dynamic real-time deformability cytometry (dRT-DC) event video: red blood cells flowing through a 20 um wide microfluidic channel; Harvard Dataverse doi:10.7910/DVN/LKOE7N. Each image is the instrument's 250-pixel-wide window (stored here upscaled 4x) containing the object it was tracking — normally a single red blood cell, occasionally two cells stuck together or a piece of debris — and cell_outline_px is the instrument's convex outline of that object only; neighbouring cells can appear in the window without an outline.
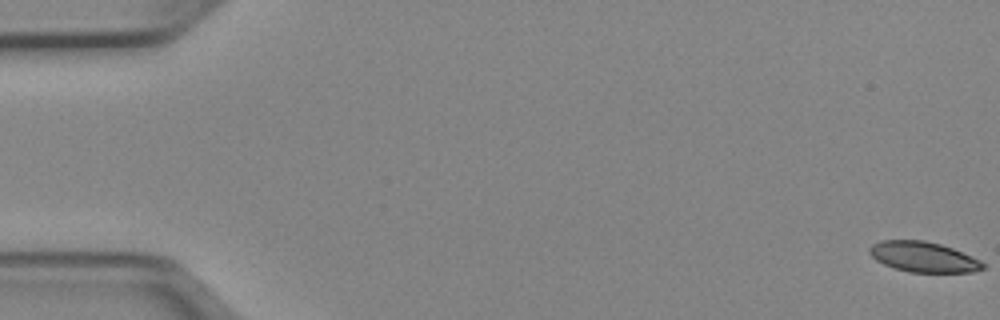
{"species": "Egyptian fruit bat (a non-hibernating species)", "species_latin": "Rousettus aegyptiacus", "temperature_condition": "cold", "stored_images_in_passage": 53, "camera_frame_rate_fps": 3000, "um_per_image_px": 0.085, "animal": {"sex": "female"}, "frame": {"image": 1, "passage_image": 1, "time_ms": 0.0, "image_size_px": [1000, 320], "cell_outline_px": [[984, 268], [972, 272], [908, 272], [884, 264], [876, 260], [868, 252], [868, 248], [872, 244], [880, 240], [924, 240], [940, 244], [952, 248], [972, 256], [980, 260], [984, 264]], "centroid_in_image_um": [78.46, 21.83], "position_along_channel_um": 6.5, "area_um2": 20.0}}
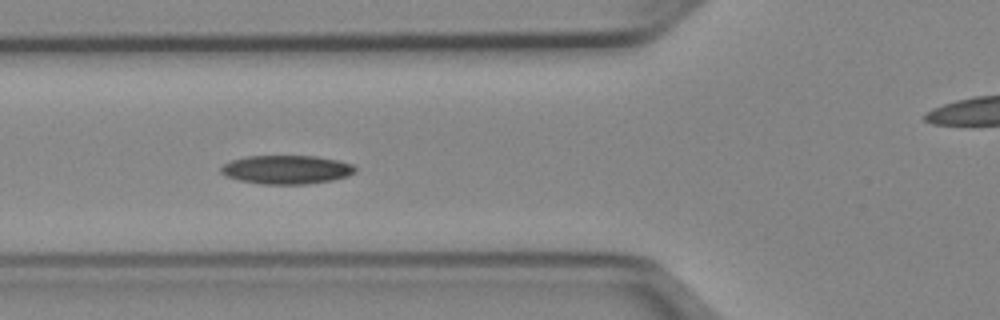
{"frame": {"image": 2, "passage_image": 20, "time_ms": 6.333, "image_size_px": [1000, 320], "cell_outline_px": [[356, 172], [348, 176], [332, 180], [308, 184], [260, 184], [240, 180], [228, 176], [220, 172], [220, 168], [224, 164], [232, 160], [244, 156], [316, 156], [340, 160], [352, 164], [356, 168]], "centroid_in_image_um": [24.39, 14.41], "position_along_channel_um": 101.4, "area_um2": 22.54}}
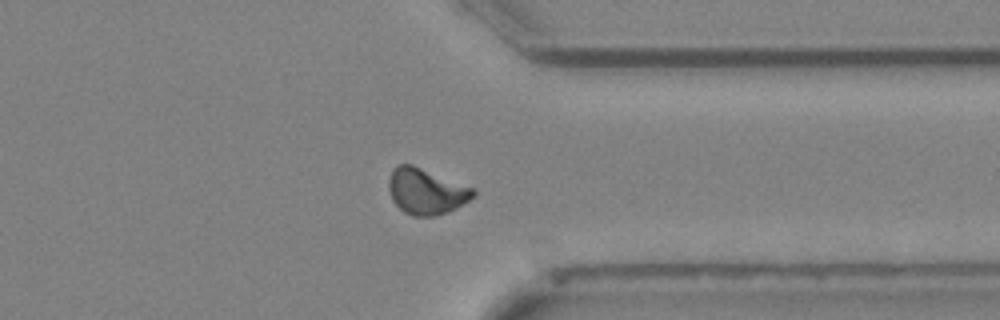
{"frame": {"image": 3, "passage_image": 41, "time_ms": 13.333, "image_size_px": [1000, 320], "cell_outline_px": [[476, 196], [456, 208], [448, 212], [436, 216], [412, 216], [404, 212], [392, 200], [388, 188], [388, 180], [392, 168], [396, 164], [412, 164], [476, 188]], "centroid_in_image_um": [36.23, 16.25], "position_along_channel_um": 375.2, "area_um2": 23.0}, "authors_computed_cell_mechanics": {"area_um2": 21.7906, "velocity_mm_per_s": 3.9493, "shape_relaxation_time_tau1_ms": 5.247, "shape_relaxation_time_tau2_ms": null, "deformation_change_tau1": 0.125, "deformation_change_tau2": null}}